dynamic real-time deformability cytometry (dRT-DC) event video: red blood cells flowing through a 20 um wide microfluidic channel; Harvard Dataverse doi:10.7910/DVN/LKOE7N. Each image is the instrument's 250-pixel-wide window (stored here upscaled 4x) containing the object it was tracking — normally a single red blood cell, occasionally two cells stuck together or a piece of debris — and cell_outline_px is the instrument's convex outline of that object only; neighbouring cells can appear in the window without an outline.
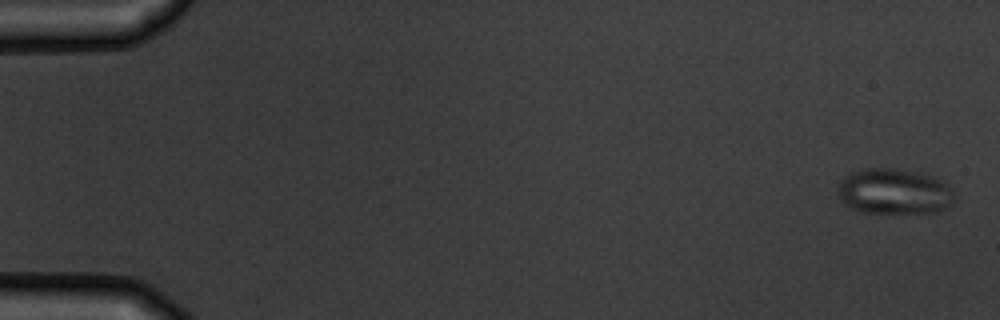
{"species": "common noctule bat (a hibernating species)", "species_latin": "Nyctalus noctula", "temperature_condition": "warm", "stored_images_in_passage": 5, "camera_frame_rate_fps": 3000, "um_per_image_px": 0.085, "animal": {"sex": "male", "body_mass_g": 19.5, "forearm_length_mm": 54.6}, "frame": {"image": 1, "passage_image": 1, "time_ms": 0.0, "image_size_px": [1000, 320], "cell_outline_px": [[956, 200], [952, 204], [940, 212], [864, 212], [852, 208], [844, 204], [840, 200], [836, 192], [840, 180], [844, 176], [852, 172], [864, 168], [896, 168], [924, 172], [936, 176], [944, 180], [952, 188], [956, 196]], "centroid_in_image_um": [76.06, 16.25], "position_along_channel_um": 8.9, "area_um2": 31.79}}